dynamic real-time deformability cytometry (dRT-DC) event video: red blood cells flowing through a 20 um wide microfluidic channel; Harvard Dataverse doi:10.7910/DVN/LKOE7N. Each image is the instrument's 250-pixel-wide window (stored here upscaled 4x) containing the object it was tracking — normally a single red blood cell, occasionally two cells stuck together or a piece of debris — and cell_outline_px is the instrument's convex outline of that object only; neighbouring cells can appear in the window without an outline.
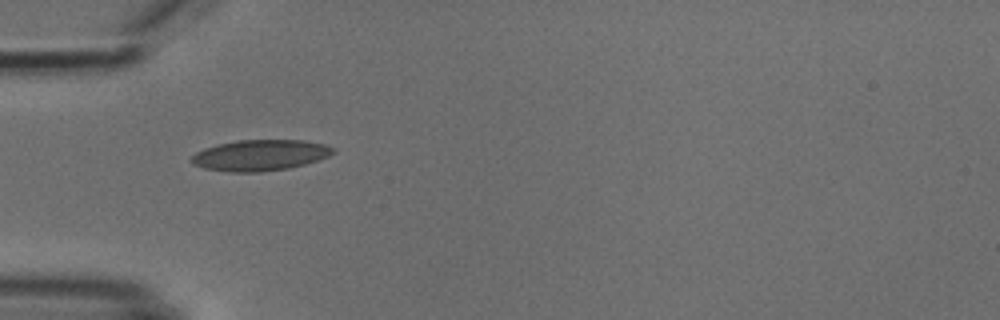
{"species": "common noctule bat (a hibernating species)", "species_latin": "Nyctalus noctula", "temperature_condition": "cold", "stored_images_in_passage": 6, "camera_frame_rate_fps": 3000, "um_per_image_px": 0.085, "animal": {"sex": "male", "body_mass_g": 18.8}, "frame": {"image": 1, "passage_image": 5, "time_ms": 5.333, "image_size_px": [1000, 320], "cell_outline_px": [[336, 152], [328, 156], [304, 164], [288, 168], [260, 172], [232, 172], [204, 168], [192, 164], [188, 160], [196, 152], [204, 148], [216, 144], [236, 140], [304, 140], [324, 144], [332, 148]], "centroid_in_image_um": [22.05, 13.19], "position_along_channel_um": 62.9, "area_um2": 25.55}}
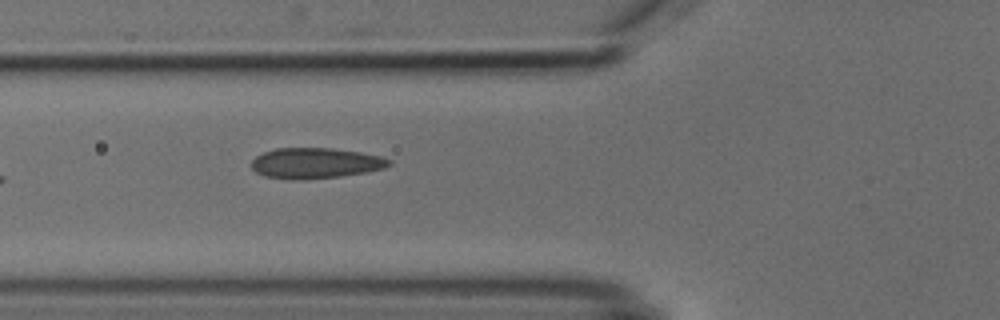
{"frame": {"image": 2, "passage_image": 6, "time_ms": 6.333, "image_size_px": [1000, 320], "cell_outline_px": [[392, 164], [384, 168], [368, 172], [340, 176], [304, 180], [292, 180], [264, 176], [256, 172], [252, 168], [252, 160], [256, 156], [264, 152], [276, 148], [332, 148], [360, 152], [380, 156], [392, 160]], "centroid_in_image_um": [26.82, 13.87], "position_along_channel_um": 99.0, "area_um2": 24.68}}